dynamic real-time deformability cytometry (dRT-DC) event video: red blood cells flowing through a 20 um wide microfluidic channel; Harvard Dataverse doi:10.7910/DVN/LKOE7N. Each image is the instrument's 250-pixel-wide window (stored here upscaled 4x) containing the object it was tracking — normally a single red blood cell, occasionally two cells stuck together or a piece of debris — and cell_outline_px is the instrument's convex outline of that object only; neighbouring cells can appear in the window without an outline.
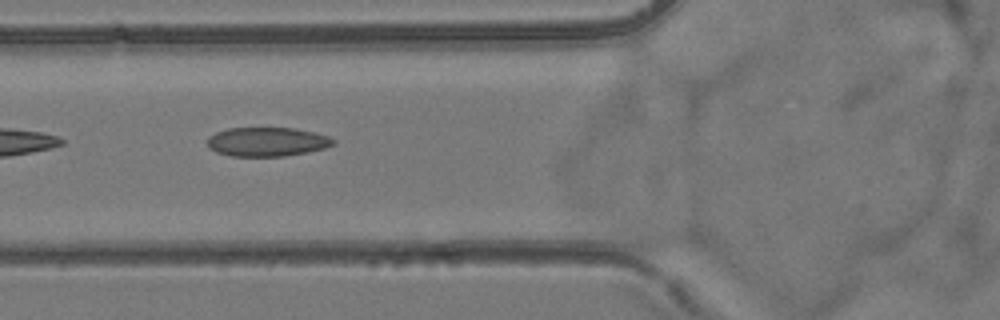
{"species": "common noctule bat (a hibernating species)", "species_latin": "Nyctalus noctula", "temperature_condition": "room temperature", "stored_images_in_passage": 6, "camera_frame_rate_fps": 3000, "um_per_image_px": 0.085, "animal": {"sex": "female", "body_mass_g": 24.6, "forearm_length_mm": 56.2}, "frame": {"image": 1, "passage_image": 6, "time_ms": 5.667, "image_size_px": [1000, 320], "cell_outline_px": [[336, 144], [324, 148], [308, 152], [284, 156], [232, 156], [216, 152], [208, 148], [208, 136], [216, 132], [228, 128], [296, 128], [328, 136], [336, 140]], "centroid_in_image_um": [22.7, 12.05], "position_along_channel_um": 103.1, "area_um2": 21.39}}